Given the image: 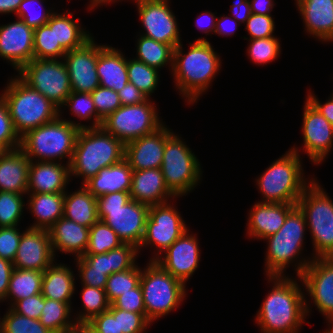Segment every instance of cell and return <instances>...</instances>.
<instances>
[{
  "label": "cell",
  "instance_id": "d4e9b609",
  "mask_svg": "<svg viewBox=\"0 0 333 333\" xmlns=\"http://www.w3.org/2000/svg\"><path fill=\"white\" fill-rule=\"evenodd\" d=\"M89 231L90 228L61 217L48 229L55 258L58 260L59 254H63L70 256L69 260H72L85 255Z\"/></svg>",
  "mask_w": 333,
  "mask_h": 333
},
{
  "label": "cell",
  "instance_id": "60d3db41",
  "mask_svg": "<svg viewBox=\"0 0 333 333\" xmlns=\"http://www.w3.org/2000/svg\"><path fill=\"white\" fill-rule=\"evenodd\" d=\"M127 73L129 82L134 84L148 98L155 99V92L161 85V71L127 55Z\"/></svg>",
  "mask_w": 333,
  "mask_h": 333
},
{
  "label": "cell",
  "instance_id": "816d5d0a",
  "mask_svg": "<svg viewBox=\"0 0 333 333\" xmlns=\"http://www.w3.org/2000/svg\"><path fill=\"white\" fill-rule=\"evenodd\" d=\"M21 138L16 133L6 103L0 96V146L5 150L20 148Z\"/></svg>",
  "mask_w": 333,
  "mask_h": 333
},
{
  "label": "cell",
  "instance_id": "a7ac6f4b",
  "mask_svg": "<svg viewBox=\"0 0 333 333\" xmlns=\"http://www.w3.org/2000/svg\"><path fill=\"white\" fill-rule=\"evenodd\" d=\"M22 1L23 0H0V18L1 16L11 17L12 15L15 17Z\"/></svg>",
  "mask_w": 333,
  "mask_h": 333
},
{
  "label": "cell",
  "instance_id": "836d02e7",
  "mask_svg": "<svg viewBox=\"0 0 333 333\" xmlns=\"http://www.w3.org/2000/svg\"><path fill=\"white\" fill-rule=\"evenodd\" d=\"M62 8L55 11L56 44H60L66 52H69L83 46L94 34L83 21L81 22L79 16H74L73 11Z\"/></svg>",
  "mask_w": 333,
  "mask_h": 333
},
{
  "label": "cell",
  "instance_id": "91938a15",
  "mask_svg": "<svg viewBox=\"0 0 333 333\" xmlns=\"http://www.w3.org/2000/svg\"><path fill=\"white\" fill-rule=\"evenodd\" d=\"M218 13L209 11V10H202L199 12L195 17V28L200 31V34H204V36L200 35L198 38H194L195 41H210L209 37H214L215 32V24Z\"/></svg>",
  "mask_w": 333,
  "mask_h": 333
},
{
  "label": "cell",
  "instance_id": "8c879c8a",
  "mask_svg": "<svg viewBox=\"0 0 333 333\" xmlns=\"http://www.w3.org/2000/svg\"><path fill=\"white\" fill-rule=\"evenodd\" d=\"M326 326L322 333H333V322H326Z\"/></svg>",
  "mask_w": 333,
  "mask_h": 333
},
{
  "label": "cell",
  "instance_id": "e7e4bbea",
  "mask_svg": "<svg viewBox=\"0 0 333 333\" xmlns=\"http://www.w3.org/2000/svg\"><path fill=\"white\" fill-rule=\"evenodd\" d=\"M228 11L242 26L252 14L249 0H233Z\"/></svg>",
  "mask_w": 333,
  "mask_h": 333
},
{
  "label": "cell",
  "instance_id": "5bb4252c",
  "mask_svg": "<svg viewBox=\"0 0 333 333\" xmlns=\"http://www.w3.org/2000/svg\"><path fill=\"white\" fill-rule=\"evenodd\" d=\"M16 75L58 108L72 92L68 69L63 59L33 58Z\"/></svg>",
  "mask_w": 333,
  "mask_h": 333
},
{
  "label": "cell",
  "instance_id": "db71d44e",
  "mask_svg": "<svg viewBox=\"0 0 333 333\" xmlns=\"http://www.w3.org/2000/svg\"><path fill=\"white\" fill-rule=\"evenodd\" d=\"M25 226L0 227V258L13 263Z\"/></svg>",
  "mask_w": 333,
  "mask_h": 333
},
{
  "label": "cell",
  "instance_id": "c3c4849f",
  "mask_svg": "<svg viewBox=\"0 0 333 333\" xmlns=\"http://www.w3.org/2000/svg\"><path fill=\"white\" fill-rule=\"evenodd\" d=\"M1 316V325L4 333H52L45 328L39 319H32L19 315L10 307L5 308Z\"/></svg>",
  "mask_w": 333,
  "mask_h": 333
},
{
  "label": "cell",
  "instance_id": "4fadbf2b",
  "mask_svg": "<svg viewBox=\"0 0 333 333\" xmlns=\"http://www.w3.org/2000/svg\"><path fill=\"white\" fill-rule=\"evenodd\" d=\"M156 102L148 98L141 104L122 105L102 121L101 127L124 145L150 134L166 122Z\"/></svg>",
  "mask_w": 333,
  "mask_h": 333
},
{
  "label": "cell",
  "instance_id": "ab89813d",
  "mask_svg": "<svg viewBox=\"0 0 333 333\" xmlns=\"http://www.w3.org/2000/svg\"><path fill=\"white\" fill-rule=\"evenodd\" d=\"M39 321L52 333H71L77 324L68 303L48 298H44V308Z\"/></svg>",
  "mask_w": 333,
  "mask_h": 333
},
{
  "label": "cell",
  "instance_id": "7dc6e473",
  "mask_svg": "<svg viewBox=\"0 0 333 333\" xmlns=\"http://www.w3.org/2000/svg\"><path fill=\"white\" fill-rule=\"evenodd\" d=\"M141 265L136 263L132 268L116 272L108 276L105 292L110 303L123 293L136 288L140 284Z\"/></svg>",
  "mask_w": 333,
  "mask_h": 333
},
{
  "label": "cell",
  "instance_id": "680465c9",
  "mask_svg": "<svg viewBox=\"0 0 333 333\" xmlns=\"http://www.w3.org/2000/svg\"><path fill=\"white\" fill-rule=\"evenodd\" d=\"M76 285H87L100 289H105L108 275L106 272L92 270V267H75ZM79 283V284H78Z\"/></svg>",
  "mask_w": 333,
  "mask_h": 333
},
{
  "label": "cell",
  "instance_id": "2644e50d",
  "mask_svg": "<svg viewBox=\"0 0 333 333\" xmlns=\"http://www.w3.org/2000/svg\"><path fill=\"white\" fill-rule=\"evenodd\" d=\"M71 333H96L87 324H76V327L71 331Z\"/></svg>",
  "mask_w": 333,
  "mask_h": 333
},
{
  "label": "cell",
  "instance_id": "11a10c76",
  "mask_svg": "<svg viewBox=\"0 0 333 333\" xmlns=\"http://www.w3.org/2000/svg\"><path fill=\"white\" fill-rule=\"evenodd\" d=\"M111 305L114 308L122 309L134 313H146L140 284L117 297Z\"/></svg>",
  "mask_w": 333,
  "mask_h": 333
},
{
  "label": "cell",
  "instance_id": "b9fcfbb0",
  "mask_svg": "<svg viewBox=\"0 0 333 333\" xmlns=\"http://www.w3.org/2000/svg\"><path fill=\"white\" fill-rule=\"evenodd\" d=\"M1 304L3 305V303L2 302H0V307H1ZM1 312V311H0ZM1 314H0V324H1Z\"/></svg>",
  "mask_w": 333,
  "mask_h": 333
},
{
  "label": "cell",
  "instance_id": "34e18365",
  "mask_svg": "<svg viewBox=\"0 0 333 333\" xmlns=\"http://www.w3.org/2000/svg\"><path fill=\"white\" fill-rule=\"evenodd\" d=\"M331 79H332V81H333V74H331ZM332 92H330V94H329V96H331L332 97V99H333V89L331 90Z\"/></svg>",
  "mask_w": 333,
  "mask_h": 333
},
{
  "label": "cell",
  "instance_id": "4dcf8cb0",
  "mask_svg": "<svg viewBox=\"0 0 333 333\" xmlns=\"http://www.w3.org/2000/svg\"><path fill=\"white\" fill-rule=\"evenodd\" d=\"M30 159L20 149L0 155V191L27 194Z\"/></svg>",
  "mask_w": 333,
  "mask_h": 333
},
{
  "label": "cell",
  "instance_id": "e575fe53",
  "mask_svg": "<svg viewBox=\"0 0 333 333\" xmlns=\"http://www.w3.org/2000/svg\"><path fill=\"white\" fill-rule=\"evenodd\" d=\"M64 193L63 217L90 228L98 220L97 198L83 185Z\"/></svg>",
  "mask_w": 333,
  "mask_h": 333
},
{
  "label": "cell",
  "instance_id": "f546056e",
  "mask_svg": "<svg viewBox=\"0 0 333 333\" xmlns=\"http://www.w3.org/2000/svg\"><path fill=\"white\" fill-rule=\"evenodd\" d=\"M139 258L138 248L134 244L124 243L109 252L85 254L72 261L75 267H92V270L103 271L110 276L132 268Z\"/></svg>",
  "mask_w": 333,
  "mask_h": 333
},
{
  "label": "cell",
  "instance_id": "003e7915",
  "mask_svg": "<svg viewBox=\"0 0 333 333\" xmlns=\"http://www.w3.org/2000/svg\"><path fill=\"white\" fill-rule=\"evenodd\" d=\"M251 13L260 15H273L275 6L278 4L276 0H249Z\"/></svg>",
  "mask_w": 333,
  "mask_h": 333
},
{
  "label": "cell",
  "instance_id": "7a4b0ae2",
  "mask_svg": "<svg viewBox=\"0 0 333 333\" xmlns=\"http://www.w3.org/2000/svg\"><path fill=\"white\" fill-rule=\"evenodd\" d=\"M269 290L254 319L260 333H300L309 325L303 283L298 276H265Z\"/></svg>",
  "mask_w": 333,
  "mask_h": 333
},
{
  "label": "cell",
  "instance_id": "3957f363",
  "mask_svg": "<svg viewBox=\"0 0 333 333\" xmlns=\"http://www.w3.org/2000/svg\"><path fill=\"white\" fill-rule=\"evenodd\" d=\"M307 234L305 217L296 205L288 213L281 229L262 240L264 245L266 244L263 275L291 276L292 274L299 277L314 259L311 252L306 249Z\"/></svg>",
  "mask_w": 333,
  "mask_h": 333
},
{
  "label": "cell",
  "instance_id": "9a60e30c",
  "mask_svg": "<svg viewBox=\"0 0 333 333\" xmlns=\"http://www.w3.org/2000/svg\"><path fill=\"white\" fill-rule=\"evenodd\" d=\"M173 0H129L136 8L141 24L137 34L176 48L182 39L180 22L171 4ZM172 6V7H171Z\"/></svg>",
  "mask_w": 333,
  "mask_h": 333
},
{
  "label": "cell",
  "instance_id": "ffe728a7",
  "mask_svg": "<svg viewBox=\"0 0 333 333\" xmlns=\"http://www.w3.org/2000/svg\"><path fill=\"white\" fill-rule=\"evenodd\" d=\"M93 36L83 46L67 52L63 60L74 92L92 93L100 86L96 71L98 42Z\"/></svg>",
  "mask_w": 333,
  "mask_h": 333
},
{
  "label": "cell",
  "instance_id": "9f6ffc18",
  "mask_svg": "<svg viewBox=\"0 0 333 333\" xmlns=\"http://www.w3.org/2000/svg\"><path fill=\"white\" fill-rule=\"evenodd\" d=\"M86 324L96 333H119L118 309L110 305L108 311L94 316Z\"/></svg>",
  "mask_w": 333,
  "mask_h": 333
},
{
  "label": "cell",
  "instance_id": "d6a6232c",
  "mask_svg": "<svg viewBox=\"0 0 333 333\" xmlns=\"http://www.w3.org/2000/svg\"><path fill=\"white\" fill-rule=\"evenodd\" d=\"M133 170L128 161L123 158L120 162L102 168L98 174L83 186L96 198L115 192H130Z\"/></svg>",
  "mask_w": 333,
  "mask_h": 333
},
{
  "label": "cell",
  "instance_id": "f1b7e54d",
  "mask_svg": "<svg viewBox=\"0 0 333 333\" xmlns=\"http://www.w3.org/2000/svg\"><path fill=\"white\" fill-rule=\"evenodd\" d=\"M129 193L132 200L148 206L166 203L176 198L166 186L161 168L133 171Z\"/></svg>",
  "mask_w": 333,
  "mask_h": 333
},
{
  "label": "cell",
  "instance_id": "603a6c76",
  "mask_svg": "<svg viewBox=\"0 0 333 333\" xmlns=\"http://www.w3.org/2000/svg\"><path fill=\"white\" fill-rule=\"evenodd\" d=\"M251 205L246 215L245 238L261 242L281 229L288 213L296 206L290 203H262L257 200Z\"/></svg>",
  "mask_w": 333,
  "mask_h": 333
},
{
  "label": "cell",
  "instance_id": "484cf974",
  "mask_svg": "<svg viewBox=\"0 0 333 333\" xmlns=\"http://www.w3.org/2000/svg\"><path fill=\"white\" fill-rule=\"evenodd\" d=\"M69 185V164L30 161L27 193H65Z\"/></svg>",
  "mask_w": 333,
  "mask_h": 333
},
{
  "label": "cell",
  "instance_id": "cb8c5ba5",
  "mask_svg": "<svg viewBox=\"0 0 333 333\" xmlns=\"http://www.w3.org/2000/svg\"><path fill=\"white\" fill-rule=\"evenodd\" d=\"M304 35L321 44H333V0H293Z\"/></svg>",
  "mask_w": 333,
  "mask_h": 333
},
{
  "label": "cell",
  "instance_id": "f907efd6",
  "mask_svg": "<svg viewBox=\"0 0 333 333\" xmlns=\"http://www.w3.org/2000/svg\"><path fill=\"white\" fill-rule=\"evenodd\" d=\"M246 35L243 39H264L277 36L274 15H260L252 13L243 25Z\"/></svg>",
  "mask_w": 333,
  "mask_h": 333
},
{
  "label": "cell",
  "instance_id": "bcb514c9",
  "mask_svg": "<svg viewBox=\"0 0 333 333\" xmlns=\"http://www.w3.org/2000/svg\"><path fill=\"white\" fill-rule=\"evenodd\" d=\"M122 240L107 224L98 220L89 231V242L85 254H100L120 247Z\"/></svg>",
  "mask_w": 333,
  "mask_h": 333
},
{
  "label": "cell",
  "instance_id": "ba28073f",
  "mask_svg": "<svg viewBox=\"0 0 333 333\" xmlns=\"http://www.w3.org/2000/svg\"><path fill=\"white\" fill-rule=\"evenodd\" d=\"M296 205L306 220L313 258L333 257V198L318 177L304 190Z\"/></svg>",
  "mask_w": 333,
  "mask_h": 333
},
{
  "label": "cell",
  "instance_id": "03108f58",
  "mask_svg": "<svg viewBox=\"0 0 333 333\" xmlns=\"http://www.w3.org/2000/svg\"><path fill=\"white\" fill-rule=\"evenodd\" d=\"M13 269L14 265L11 261L0 258V302L3 304L7 296Z\"/></svg>",
  "mask_w": 333,
  "mask_h": 333
},
{
  "label": "cell",
  "instance_id": "83f0119b",
  "mask_svg": "<svg viewBox=\"0 0 333 333\" xmlns=\"http://www.w3.org/2000/svg\"><path fill=\"white\" fill-rule=\"evenodd\" d=\"M73 265V262L70 265L56 259L44 270L41 287V294L44 298L65 302L73 307L77 283L76 270Z\"/></svg>",
  "mask_w": 333,
  "mask_h": 333
},
{
  "label": "cell",
  "instance_id": "44dd1931",
  "mask_svg": "<svg viewBox=\"0 0 333 333\" xmlns=\"http://www.w3.org/2000/svg\"><path fill=\"white\" fill-rule=\"evenodd\" d=\"M167 124L125 144L124 158L133 171L161 168L165 142L175 132Z\"/></svg>",
  "mask_w": 333,
  "mask_h": 333
},
{
  "label": "cell",
  "instance_id": "4316f807",
  "mask_svg": "<svg viewBox=\"0 0 333 333\" xmlns=\"http://www.w3.org/2000/svg\"><path fill=\"white\" fill-rule=\"evenodd\" d=\"M96 71L100 86L119 92L129 82L125 50L98 42Z\"/></svg>",
  "mask_w": 333,
  "mask_h": 333
},
{
  "label": "cell",
  "instance_id": "74e56055",
  "mask_svg": "<svg viewBox=\"0 0 333 333\" xmlns=\"http://www.w3.org/2000/svg\"><path fill=\"white\" fill-rule=\"evenodd\" d=\"M77 287H81L80 293L77 291ZM75 293L80 294V307H72L73 317L77 324H86L94 316L106 312L110 308L111 303L104 289L76 285Z\"/></svg>",
  "mask_w": 333,
  "mask_h": 333
},
{
  "label": "cell",
  "instance_id": "d590c367",
  "mask_svg": "<svg viewBox=\"0 0 333 333\" xmlns=\"http://www.w3.org/2000/svg\"><path fill=\"white\" fill-rule=\"evenodd\" d=\"M135 37V56H131L159 71L167 70L169 75L173 68L174 47L154 39L137 34Z\"/></svg>",
  "mask_w": 333,
  "mask_h": 333
},
{
  "label": "cell",
  "instance_id": "7402d4cb",
  "mask_svg": "<svg viewBox=\"0 0 333 333\" xmlns=\"http://www.w3.org/2000/svg\"><path fill=\"white\" fill-rule=\"evenodd\" d=\"M55 260L48 230L26 226L13 261L14 268L44 272Z\"/></svg>",
  "mask_w": 333,
  "mask_h": 333
},
{
  "label": "cell",
  "instance_id": "e0dca14e",
  "mask_svg": "<svg viewBox=\"0 0 333 333\" xmlns=\"http://www.w3.org/2000/svg\"><path fill=\"white\" fill-rule=\"evenodd\" d=\"M299 277L308 319L316 308L324 323L333 322V257L314 258Z\"/></svg>",
  "mask_w": 333,
  "mask_h": 333
},
{
  "label": "cell",
  "instance_id": "52a82bcc",
  "mask_svg": "<svg viewBox=\"0 0 333 333\" xmlns=\"http://www.w3.org/2000/svg\"><path fill=\"white\" fill-rule=\"evenodd\" d=\"M140 286L146 318L152 324L179 310L190 291L184 282L173 277L155 260L142 264Z\"/></svg>",
  "mask_w": 333,
  "mask_h": 333
},
{
  "label": "cell",
  "instance_id": "8fae6325",
  "mask_svg": "<svg viewBox=\"0 0 333 333\" xmlns=\"http://www.w3.org/2000/svg\"><path fill=\"white\" fill-rule=\"evenodd\" d=\"M147 204L132 200L129 192H115L97 198L98 218L118 235L123 243L140 247L149 213Z\"/></svg>",
  "mask_w": 333,
  "mask_h": 333
},
{
  "label": "cell",
  "instance_id": "277c9868",
  "mask_svg": "<svg viewBox=\"0 0 333 333\" xmlns=\"http://www.w3.org/2000/svg\"><path fill=\"white\" fill-rule=\"evenodd\" d=\"M303 161L294 150L288 148L269 163L253 180L261 198L258 202L297 204L304 190L317 178L314 173L306 174Z\"/></svg>",
  "mask_w": 333,
  "mask_h": 333
},
{
  "label": "cell",
  "instance_id": "681fc988",
  "mask_svg": "<svg viewBox=\"0 0 333 333\" xmlns=\"http://www.w3.org/2000/svg\"><path fill=\"white\" fill-rule=\"evenodd\" d=\"M96 109V128L101 127L102 121L122 106L118 92L98 86L91 93Z\"/></svg>",
  "mask_w": 333,
  "mask_h": 333
},
{
  "label": "cell",
  "instance_id": "2a66077c",
  "mask_svg": "<svg viewBox=\"0 0 333 333\" xmlns=\"http://www.w3.org/2000/svg\"><path fill=\"white\" fill-rule=\"evenodd\" d=\"M0 333H4L2 325L0 324Z\"/></svg>",
  "mask_w": 333,
  "mask_h": 333
},
{
  "label": "cell",
  "instance_id": "7c38bea8",
  "mask_svg": "<svg viewBox=\"0 0 333 333\" xmlns=\"http://www.w3.org/2000/svg\"><path fill=\"white\" fill-rule=\"evenodd\" d=\"M180 199L182 197H176L166 203L149 207L145 233L138 248L140 257L144 250H149L151 254L146 260H156L189 229L190 224L184 220L183 212L178 210L177 200Z\"/></svg>",
  "mask_w": 333,
  "mask_h": 333
},
{
  "label": "cell",
  "instance_id": "ac0fdd59",
  "mask_svg": "<svg viewBox=\"0 0 333 333\" xmlns=\"http://www.w3.org/2000/svg\"><path fill=\"white\" fill-rule=\"evenodd\" d=\"M198 232L185 231L169 248L155 261L173 277L181 280L187 286L199 269L202 261V248Z\"/></svg>",
  "mask_w": 333,
  "mask_h": 333
},
{
  "label": "cell",
  "instance_id": "8992f818",
  "mask_svg": "<svg viewBox=\"0 0 333 333\" xmlns=\"http://www.w3.org/2000/svg\"><path fill=\"white\" fill-rule=\"evenodd\" d=\"M0 96L4 99L14 129L21 138L28 131L55 120L59 108L16 74H11Z\"/></svg>",
  "mask_w": 333,
  "mask_h": 333
},
{
  "label": "cell",
  "instance_id": "f5cc1de1",
  "mask_svg": "<svg viewBox=\"0 0 333 333\" xmlns=\"http://www.w3.org/2000/svg\"><path fill=\"white\" fill-rule=\"evenodd\" d=\"M152 325L146 318V313L118 309L119 333H147Z\"/></svg>",
  "mask_w": 333,
  "mask_h": 333
},
{
  "label": "cell",
  "instance_id": "d6986e66",
  "mask_svg": "<svg viewBox=\"0 0 333 333\" xmlns=\"http://www.w3.org/2000/svg\"><path fill=\"white\" fill-rule=\"evenodd\" d=\"M34 29L23 20L14 18L0 23V60L16 74L34 58Z\"/></svg>",
  "mask_w": 333,
  "mask_h": 333
},
{
  "label": "cell",
  "instance_id": "f6af8a7d",
  "mask_svg": "<svg viewBox=\"0 0 333 333\" xmlns=\"http://www.w3.org/2000/svg\"><path fill=\"white\" fill-rule=\"evenodd\" d=\"M48 2L49 0H23L15 17L23 20L32 29L45 25L60 6L56 0L55 3Z\"/></svg>",
  "mask_w": 333,
  "mask_h": 333
},
{
  "label": "cell",
  "instance_id": "6125c7cd",
  "mask_svg": "<svg viewBox=\"0 0 333 333\" xmlns=\"http://www.w3.org/2000/svg\"><path fill=\"white\" fill-rule=\"evenodd\" d=\"M305 98L332 124L333 126V99L331 96L324 101L319 99L318 95L314 92L312 88H306ZM313 90V91H312Z\"/></svg>",
  "mask_w": 333,
  "mask_h": 333
},
{
  "label": "cell",
  "instance_id": "f35d334b",
  "mask_svg": "<svg viewBox=\"0 0 333 333\" xmlns=\"http://www.w3.org/2000/svg\"><path fill=\"white\" fill-rule=\"evenodd\" d=\"M42 279V271L14 268L4 306L11 307L18 300L40 294Z\"/></svg>",
  "mask_w": 333,
  "mask_h": 333
},
{
  "label": "cell",
  "instance_id": "be15d7a7",
  "mask_svg": "<svg viewBox=\"0 0 333 333\" xmlns=\"http://www.w3.org/2000/svg\"><path fill=\"white\" fill-rule=\"evenodd\" d=\"M118 96L122 105L141 104L148 99L143 92L130 82L118 92Z\"/></svg>",
  "mask_w": 333,
  "mask_h": 333
},
{
  "label": "cell",
  "instance_id": "ee69618b",
  "mask_svg": "<svg viewBox=\"0 0 333 333\" xmlns=\"http://www.w3.org/2000/svg\"><path fill=\"white\" fill-rule=\"evenodd\" d=\"M25 212L26 194L0 191V227L22 226Z\"/></svg>",
  "mask_w": 333,
  "mask_h": 333
},
{
  "label": "cell",
  "instance_id": "30bf717a",
  "mask_svg": "<svg viewBox=\"0 0 333 333\" xmlns=\"http://www.w3.org/2000/svg\"><path fill=\"white\" fill-rule=\"evenodd\" d=\"M182 135L175 130L166 140L161 171L168 189L184 198L204 181V170L197 153Z\"/></svg>",
  "mask_w": 333,
  "mask_h": 333
},
{
  "label": "cell",
  "instance_id": "753ad0ef",
  "mask_svg": "<svg viewBox=\"0 0 333 333\" xmlns=\"http://www.w3.org/2000/svg\"><path fill=\"white\" fill-rule=\"evenodd\" d=\"M70 1H71V0H67V2H69V3H70ZM85 5H86V6H85V8H86L85 11H86L87 13H90V14H91V13H93V12L96 11L95 9H93V8L90 7V0H88L87 3H86Z\"/></svg>",
  "mask_w": 333,
  "mask_h": 333
},
{
  "label": "cell",
  "instance_id": "9c48e42d",
  "mask_svg": "<svg viewBox=\"0 0 333 333\" xmlns=\"http://www.w3.org/2000/svg\"><path fill=\"white\" fill-rule=\"evenodd\" d=\"M79 128L58 116L21 137L20 149L30 161L71 163Z\"/></svg>",
  "mask_w": 333,
  "mask_h": 333
},
{
  "label": "cell",
  "instance_id": "2e32d148",
  "mask_svg": "<svg viewBox=\"0 0 333 333\" xmlns=\"http://www.w3.org/2000/svg\"><path fill=\"white\" fill-rule=\"evenodd\" d=\"M303 102L302 144L296 142L290 148L303 159L306 155L312 166H322L333 153V126L306 98Z\"/></svg>",
  "mask_w": 333,
  "mask_h": 333
},
{
  "label": "cell",
  "instance_id": "11e5206c",
  "mask_svg": "<svg viewBox=\"0 0 333 333\" xmlns=\"http://www.w3.org/2000/svg\"><path fill=\"white\" fill-rule=\"evenodd\" d=\"M5 150L0 146V155L4 152Z\"/></svg>",
  "mask_w": 333,
  "mask_h": 333
},
{
  "label": "cell",
  "instance_id": "5b68a950",
  "mask_svg": "<svg viewBox=\"0 0 333 333\" xmlns=\"http://www.w3.org/2000/svg\"><path fill=\"white\" fill-rule=\"evenodd\" d=\"M124 154L125 145L102 127L80 129L69 165L71 183L77 179L83 185L102 168L120 162Z\"/></svg>",
  "mask_w": 333,
  "mask_h": 333
},
{
  "label": "cell",
  "instance_id": "b9f144b4",
  "mask_svg": "<svg viewBox=\"0 0 333 333\" xmlns=\"http://www.w3.org/2000/svg\"><path fill=\"white\" fill-rule=\"evenodd\" d=\"M247 41L245 57L255 66H268L276 62L282 55L281 37L264 39H243Z\"/></svg>",
  "mask_w": 333,
  "mask_h": 333
},
{
  "label": "cell",
  "instance_id": "8d00e7d4",
  "mask_svg": "<svg viewBox=\"0 0 333 333\" xmlns=\"http://www.w3.org/2000/svg\"><path fill=\"white\" fill-rule=\"evenodd\" d=\"M59 116L79 129L96 128V109L91 93L72 91L59 108Z\"/></svg>",
  "mask_w": 333,
  "mask_h": 333
},
{
  "label": "cell",
  "instance_id": "89a4df30",
  "mask_svg": "<svg viewBox=\"0 0 333 333\" xmlns=\"http://www.w3.org/2000/svg\"><path fill=\"white\" fill-rule=\"evenodd\" d=\"M129 0H90V7L97 10V9H101L102 7H107V6H113V5H117V4H123L122 2H124V4L127 2L128 3ZM117 3V4H116Z\"/></svg>",
  "mask_w": 333,
  "mask_h": 333
},
{
  "label": "cell",
  "instance_id": "6f0895ef",
  "mask_svg": "<svg viewBox=\"0 0 333 333\" xmlns=\"http://www.w3.org/2000/svg\"><path fill=\"white\" fill-rule=\"evenodd\" d=\"M10 308L19 315L39 319L44 308V297L41 293L36 294L16 301Z\"/></svg>",
  "mask_w": 333,
  "mask_h": 333
},
{
  "label": "cell",
  "instance_id": "7bdbcfd3",
  "mask_svg": "<svg viewBox=\"0 0 333 333\" xmlns=\"http://www.w3.org/2000/svg\"><path fill=\"white\" fill-rule=\"evenodd\" d=\"M34 58L63 59L67 53L60 44H56L55 12L45 25L34 29Z\"/></svg>",
  "mask_w": 333,
  "mask_h": 333
},
{
  "label": "cell",
  "instance_id": "94428289",
  "mask_svg": "<svg viewBox=\"0 0 333 333\" xmlns=\"http://www.w3.org/2000/svg\"><path fill=\"white\" fill-rule=\"evenodd\" d=\"M239 26H242L238 21L232 18L228 13L218 14L215 24L214 35L224 38L234 37L237 35Z\"/></svg>",
  "mask_w": 333,
  "mask_h": 333
},
{
  "label": "cell",
  "instance_id": "1f68e13d",
  "mask_svg": "<svg viewBox=\"0 0 333 333\" xmlns=\"http://www.w3.org/2000/svg\"><path fill=\"white\" fill-rule=\"evenodd\" d=\"M64 193H27L26 212L32 216L27 227L48 230L63 217Z\"/></svg>",
  "mask_w": 333,
  "mask_h": 333
},
{
  "label": "cell",
  "instance_id": "6da1fadb",
  "mask_svg": "<svg viewBox=\"0 0 333 333\" xmlns=\"http://www.w3.org/2000/svg\"><path fill=\"white\" fill-rule=\"evenodd\" d=\"M182 41L174 48L171 84L185 106L192 108L207 95L214 81L223 71L221 52L216 51L211 41Z\"/></svg>",
  "mask_w": 333,
  "mask_h": 333
}]
</instances>
